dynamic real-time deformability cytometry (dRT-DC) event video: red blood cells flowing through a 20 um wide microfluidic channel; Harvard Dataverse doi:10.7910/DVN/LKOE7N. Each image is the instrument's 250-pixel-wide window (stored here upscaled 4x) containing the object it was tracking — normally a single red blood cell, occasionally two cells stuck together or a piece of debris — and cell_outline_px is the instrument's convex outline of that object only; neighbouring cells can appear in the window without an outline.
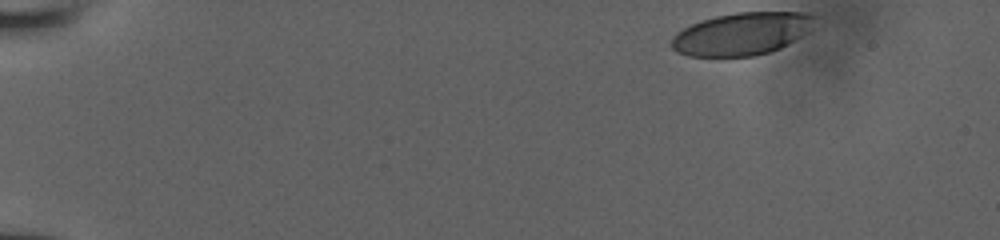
{"species": "human", "species_latin": "Homo sapiens", "temperature_condition": "room temperature", "stored_images_in_passage": 50, "camera_frame_rate_fps": 3000, "um_per_image_px": 0.085, "donor": {"sex": "male"}, "frame": {"image": 1, "passage_image": 1, "time_ms": 0.0, "image_size_px": [1000, 240], "cell_outline_px": [[812, 16], [804, 32], [800, 36], [780, 48], [768, 52], [752, 56], [688, 56], [676, 52], [672, 48], [672, 36], [676, 32], [692, 24], [716, 16], [736, 12], [804, 12]], "centroid_in_image_um": [62.94, 2.88], "position_along_channel_um": 22.1, "area_um2": 34.62}}
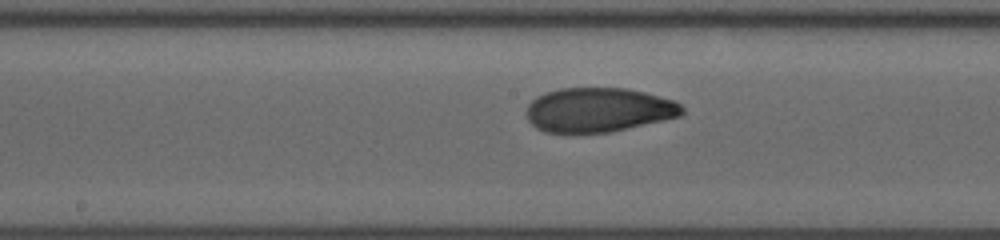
{"frame": {"image": 2, "passage_image": 28, "time_ms": 7.667, "image_size_px": [1000, 240], "cell_outline_px": [[684, 112], [680, 116], [664, 120], [608, 132], [544, 132], [536, 128], [528, 120], [528, 104], [536, 96], [544, 92], [560, 88], [628, 88], [644, 92], [672, 100], [680, 104], [684, 108]], "centroid_in_image_um": [50.86, 9.33], "position_along_channel_um": 197.3, "area_um2": 40.0}}
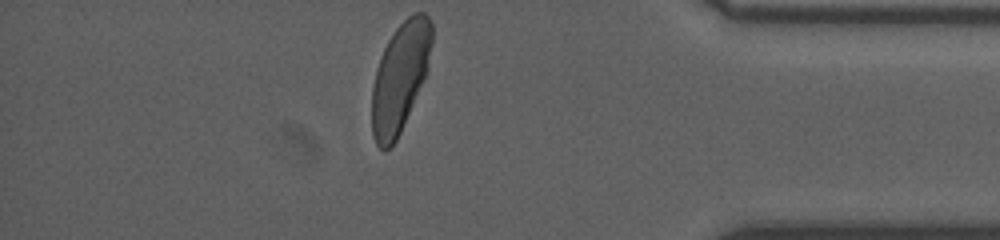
{"frame": {"image": 3, "passage_image": 50, "time_ms": 13.333, "image_size_px": [1000, 240], "cell_outline_px": [[432, 44], [428, 68], [400, 132], [396, 140], [384, 152], [376, 144], [372, 136], [372, 88], [376, 68], [380, 56], [388, 40], [396, 28], [408, 16], [416, 12], [424, 12], [428, 16], [432, 24]], "centroid_in_image_um": [33.99, 6.55], "position_along_channel_um": 401.2, "area_um2": 37.86}}